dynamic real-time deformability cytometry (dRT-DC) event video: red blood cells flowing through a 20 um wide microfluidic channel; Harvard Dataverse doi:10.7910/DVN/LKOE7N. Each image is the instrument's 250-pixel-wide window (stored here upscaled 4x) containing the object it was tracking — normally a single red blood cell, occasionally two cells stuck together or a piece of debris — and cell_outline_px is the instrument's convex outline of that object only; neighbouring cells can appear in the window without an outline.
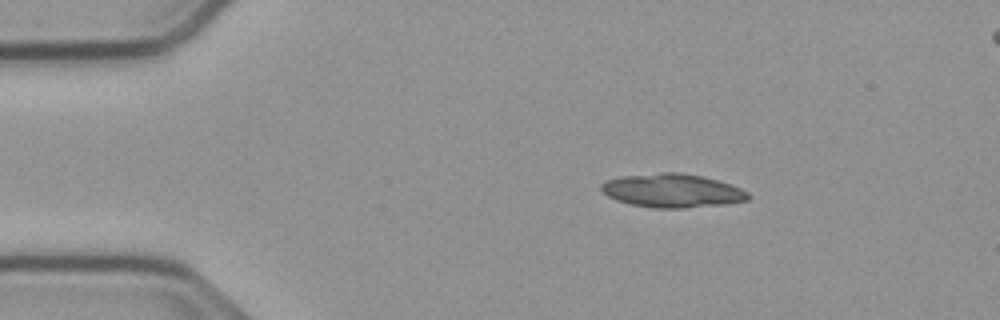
{"species": "common noctule bat (a hibernating species)", "species_latin": "Nyctalus noctula", "temperature_condition": "cold", "stored_images_in_passage": 11, "camera_frame_rate_fps": 3000, "um_per_image_px": 0.085, "animal": {"sex": "male", "body_mass_g": 23.1, "forearm_length_mm": 52.7}, "frame": {"image": 1, "passage_image": 1, "time_ms": 0.0, "image_size_px": [1000, 320], "cell_outline_px": [[752, 196], [748, 200], [724, 204], [684, 208], [652, 208], [628, 204], [616, 200], [608, 196], [600, 188], [600, 184], [608, 180], [620, 176], [660, 172], [680, 172], [704, 176], [740, 188], [748, 192]], "centroid_in_image_um": [57.13, 16.2], "position_along_channel_um": 27.9, "area_um2": 28.96}}